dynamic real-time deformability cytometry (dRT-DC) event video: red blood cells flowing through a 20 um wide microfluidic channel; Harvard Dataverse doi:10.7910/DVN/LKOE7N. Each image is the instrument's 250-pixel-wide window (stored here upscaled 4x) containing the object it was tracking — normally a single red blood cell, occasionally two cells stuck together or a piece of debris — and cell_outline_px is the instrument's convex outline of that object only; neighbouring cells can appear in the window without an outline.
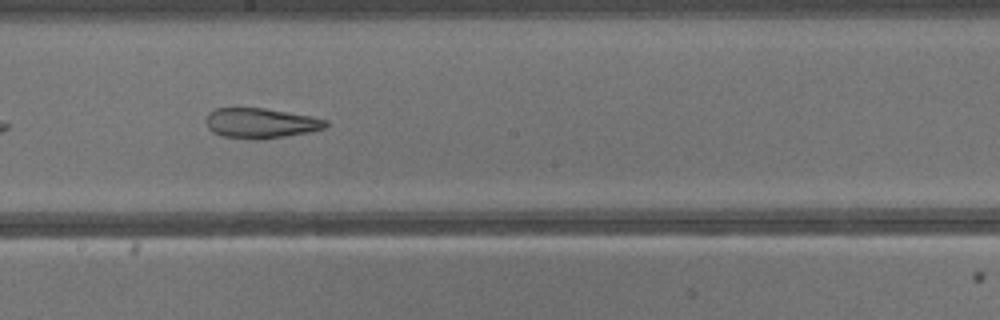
{"species": "common noctule bat (a hibernating species)", "species_latin": "Nyctalus noctula", "temperature_condition": "warm", "stored_images_in_passage": 27, "camera_frame_rate_fps": 3000, "um_per_image_px": 0.085, "animal": {"sex": "male", "body_mass_g": 13.3}, "frame": {"image": 1, "passage_image": 12, "time_ms": 3.667, "image_size_px": [1000, 320], "cell_outline_px": [[328, 124], [324, 128], [308, 132], [264, 140], [256, 140], [224, 136], [212, 132], [208, 128], [208, 112], [216, 108], [264, 108], [312, 116], [328, 120]], "centroid_in_image_um": [22.19, 10.47], "position_along_channel_um": 226.0, "area_um2": 20.98}}
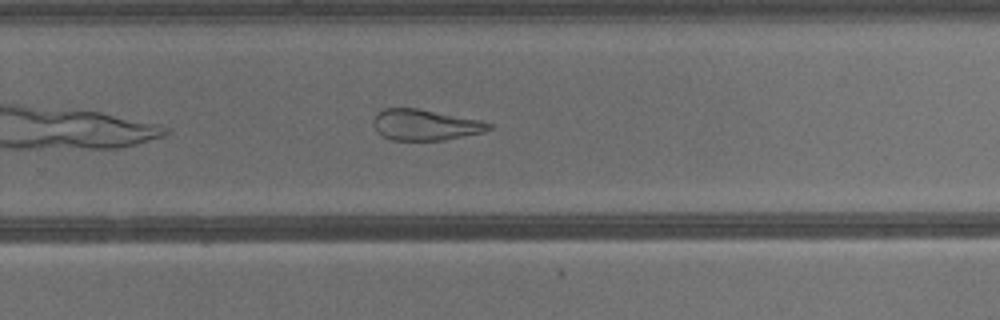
{"frame": {"image": 2, "passage_image": 16, "time_ms": 5.0, "image_size_px": [1000, 320], "cell_outline_px": [[492, 128], [484, 132], [444, 140], [392, 140], [384, 136], [372, 124], [372, 120], [376, 112], [384, 108], [420, 108], [480, 120], [492, 124]], "centroid_in_image_um": [36.14, 10.6], "position_along_channel_um": 293.7, "area_um2": 20.87}}